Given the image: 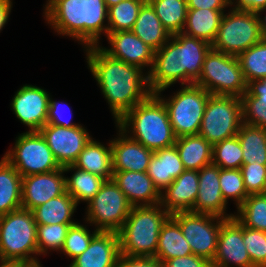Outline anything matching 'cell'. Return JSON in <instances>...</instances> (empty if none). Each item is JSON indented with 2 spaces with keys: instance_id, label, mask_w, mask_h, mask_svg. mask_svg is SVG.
<instances>
[{
  "instance_id": "cell-15",
  "label": "cell",
  "mask_w": 266,
  "mask_h": 267,
  "mask_svg": "<svg viewBox=\"0 0 266 267\" xmlns=\"http://www.w3.org/2000/svg\"><path fill=\"white\" fill-rule=\"evenodd\" d=\"M254 267L243 242V225L235 218L221 222L217 251L211 267Z\"/></svg>"
},
{
  "instance_id": "cell-7",
  "label": "cell",
  "mask_w": 266,
  "mask_h": 267,
  "mask_svg": "<svg viewBox=\"0 0 266 267\" xmlns=\"http://www.w3.org/2000/svg\"><path fill=\"white\" fill-rule=\"evenodd\" d=\"M195 85L217 96L241 98L247 90L238 57L212 48L205 57L201 74Z\"/></svg>"
},
{
  "instance_id": "cell-44",
  "label": "cell",
  "mask_w": 266,
  "mask_h": 267,
  "mask_svg": "<svg viewBox=\"0 0 266 267\" xmlns=\"http://www.w3.org/2000/svg\"><path fill=\"white\" fill-rule=\"evenodd\" d=\"M240 171L248 195L265 193L266 164H243Z\"/></svg>"
},
{
  "instance_id": "cell-45",
  "label": "cell",
  "mask_w": 266,
  "mask_h": 267,
  "mask_svg": "<svg viewBox=\"0 0 266 267\" xmlns=\"http://www.w3.org/2000/svg\"><path fill=\"white\" fill-rule=\"evenodd\" d=\"M51 97L52 96L50 95L49 107H48V117H47V123L48 124H52V125H56V126H62V127H66V128H71V127H76V126L81 125V124L71 122L70 119H72V118H69V119L68 118L66 119L65 117L63 118V113L65 112L63 107H64L65 103H63L61 101H56V100L54 101ZM69 110H70V106H69ZM70 113H71L70 117H72L73 113L71 110H70ZM64 119H66V120H64Z\"/></svg>"
},
{
  "instance_id": "cell-10",
  "label": "cell",
  "mask_w": 266,
  "mask_h": 267,
  "mask_svg": "<svg viewBox=\"0 0 266 267\" xmlns=\"http://www.w3.org/2000/svg\"><path fill=\"white\" fill-rule=\"evenodd\" d=\"M242 123L241 98L211 95L205 106L199 135L213 146L237 136Z\"/></svg>"
},
{
  "instance_id": "cell-3",
  "label": "cell",
  "mask_w": 266,
  "mask_h": 267,
  "mask_svg": "<svg viewBox=\"0 0 266 267\" xmlns=\"http://www.w3.org/2000/svg\"><path fill=\"white\" fill-rule=\"evenodd\" d=\"M43 13L57 34L76 39L83 48L99 45L100 35H107L108 8L104 0H48Z\"/></svg>"
},
{
  "instance_id": "cell-19",
  "label": "cell",
  "mask_w": 266,
  "mask_h": 267,
  "mask_svg": "<svg viewBox=\"0 0 266 267\" xmlns=\"http://www.w3.org/2000/svg\"><path fill=\"white\" fill-rule=\"evenodd\" d=\"M198 195L193 207V212L198 214L213 215L220 218H232L236 214H227V202L224 200L220 182L219 166L213 163L204 166L198 171Z\"/></svg>"
},
{
  "instance_id": "cell-23",
  "label": "cell",
  "mask_w": 266,
  "mask_h": 267,
  "mask_svg": "<svg viewBox=\"0 0 266 267\" xmlns=\"http://www.w3.org/2000/svg\"><path fill=\"white\" fill-rule=\"evenodd\" d=\"M112 179L132 206L160 203L161 193L147 172L118 171L113 172Z\"/></svg>"
},
{
  "instance_id": "cell-46",
  "label": "cell",
  "mask_w": 266,
  "mask_h": 267,
  "mask_svg": "<svg viewBox=\"0 0 266 267\" xmlns=\"http://www.w3.org/2000/svg\"><path fill=\"white\" fill-rule=\"evenodd\" d=\"M163 267H211V262L206 258L194 254L175 257L162 263Z\"/></svg>"
},
{
  "instance_id": "cell-48",
  "label": "cell",
  "mask_w": 266,
  "mask_h": 267,
  "mask_svg": "<svg viewBox=\"0 0 266 267\" xmlns=\"http://www.w3.org/2000/svg\"><path fill=\"white\" fill-rule=\"evenodd\" d=\"M228 7L226 0H187L188 9L225 10Z\"/></svg>"
},
{
  "instance_id": "cell-41",
  "label": "cell",
  "mask_w": 266,
  "mask_h": 267,
  "mask_svg": "<svg viewBox=\"0 0 266 267\" xmlns=\"http://www.w3.org/2000/svg\"><path fill=\"white\" fill-rule=\"evenodd\" d=\"M98 232V230L94 229L91 233L87 225H82L77 222L68 229L64 245L60 252L72 258L73 261L88 248L90 241Z\"/></svg>"
},
{
  "instance_id": "cell-34",
  "label": "cell",
  "mask_w": 266,
  "mask_h": 267,
  "mask_svg": "<svg viewBox=\"0 0 266 267\" xmlns=\"http://www.w3.org/2000/svg\"><path fill=\"white\" fill-rule=\"evenodd\" d=\"M170 35L182 33L187 17V0H147Z\"/></svg>"
},
{
  "instance_id": "cell-18",
  "label": "cell",
  "mask_w": 266,
  "mask_h": 267,
  "mask_svg": "<svg viewBox=\"0 0 266 267\" xmlns=\"http://www.w3.org/2000/svg\"><path fill=\"white\" fill-rule=\"evenodd\" d=\"M106 38L111 47L100 46L105 53L142 70L147 67L149 71L146 73L149 74L153 66L155 51L132 31L107 33Z\"/></svg>"
},
{
  "instance_id": "cell-35",
  "label": "cell",
  "mask_w": 266,
  "mask_h": 267,
  "mask_svg": "<svg viewBox=\"0 0 266 267\" xmlns=\"http://www.w3.org/2000/svg\"><path fill=\"white\" fill-rule=\"evenodd\" d=\"M234 217L245 227L266 232V194H252L237 208Z\"/></svg>"
},
{
  "instance_id": "cell-29",
  "label": "cell",
  "mask_w": 266,
  "mask_h": 267,
  "mask_svg": "<svg viewBox=\"0 0 266 267\" xmlns=\"http://www.w3.org/2000/svg\"><path fill=\"white\" fill-rule=\"evenodd\" d=\"M191 254H193L192 250L184 238L179 224L169 216L161 226L154 258L162 264L166 260Z\"/></svg>"
},
{
  "instance_id": "cell-51",
  "label": "cell",
  "mask_w": 266,
  "mask_h": 267,
  "mask_svg": "<svg viewBox=\"0 0 266 267\" xmlns=\"http://www.w3.org/2000/svg\"><path fill=\"white\" fill-rule=\"evenodd\" d=\"M12 0H0V32L8 22L12 9Z\"/></svg>"
},
{
  "instance_id": "cell-52",
  "label": "cell",
  "mask_w": 266,
  "mask_h": 267,
  "mask_svg": "<svg viewBox=\"0 0 266 267\" xmlns=\"http://www.w3.org/2000/svg\"><path fill=\"white\" fill-rule=\"evenodd\" d=\"M266 10V7L259 9L256 14L258 17V21H259V25L262 31V39L266 40V16H264V18H262V16L260 17L261 13L264 12Z\"/></svg>"
},
{
  "instance_id": "cell-36",
  "label": "cell",
  "mask_w": 266,
  "mask_h": 267,
  "mask_svg": "<svg viewBox=\"0 0 266 267\" xmlns=\"http://www.w3.org/2000/svg\"><path fill=\"white\" fill-rule=\"evenodd\" d=\"M147 0H124L108 8V31H131L139 11Z\"/></svg>"
},
{
  "instance_id": "cell-40",
  "label": "cell",
  "mask_w": 266,
  "mask_h": 267,
  "mask_svg": "<svg viewBox=\"0 0 266 267\" xmlns=\"http://www.w3.org/2000/svg\"><path fill=\"white\" fill-rule=\"evenodd\" d=\"M219 182L224 200L228 203L229 199H234L238 208L248 196L240 169H221L219 167Z\"/></svg>"
},
{
  "instance_id": "cell-14",
  "label": "cell",
  "mask_w": 266,
  "mask_h": 267,
  "mask_svg": "<svg viewBox=\"0 0 266 267\" xmlns=\"http://www.w3.org/2000/svg\"><path fill=\"white\" fill-rule=\"evenodd\" d=\"M39 132L61 167L72 165L92 139L82 125L66 128L46 123Z\"/></svg>"
},
{
  "instance_id": "cell-26",
  "label": "cell",
  "mask_w": 266,
  "mask_h": 267,
  "mask_svg": "<svg viewBox=\"0 0 266 267\" xmlns=\"http://www.w3.org/2000/svg\"><path fill=\"white\" fill-rule=\"evenodd\" d=\"M131 31L154 51L159 50L171 37L148 1L142 5Z\"/></svg>"
},
{
  "instance_id": "cell-50",
  "label": "cell",
  "mask_w": 266,
  "mask_h": 267,
  "mask_svg": "<svg viewBox=\"0 0 266 267\" xmlns=\"http://www.w3.org/2000/svg\"><path fill=\"white\" fill-rule=\"evenodd\" d=\"M251 96L266 97V78L247 83V90Z\"/></svg>"
},
{
  "instance_id": "cell-2",
  "label": "cell",
  "mask_w": 266,
  "mask_h": 267,
  "mask_svg": "<svg viewBox=\"0 0 266 267\" xmlns=\"http://www.w3.org/2000/svg\"><path fill=\"white\" fill-rule=\"evenodd\" d=\"M211 48L208 42L183 33L171 35L170 39L154 52L153 66L148 74L151 92H163L179 81L181 86L195 84Z\"/></svg>"
},
{
  "instance_id": "cell-16",
  "label": "cell",
  "mask_w": 266,
  "mask_h": 267,
  "mask_svg": "<svg viewBox=\"0 0 266 267\" xmlns=\"http://www.w3.org/2000/svg\"><path fill=\"white\" fill-rule=\"evenodd\" d=\"M50 93L34 85L25 84L15 93L11 109L29 131H39L48 117Z\"/></svg>"
},
{
  "instance_id": "cell-33",
  "label": "cell",
  "mask_w": 266,
  "mask_h": 267,
  "mask_svg": "<svg viewBox=\"0 0 266 267\" xmlns=\"http://www.w3.org/2000/svg\"><path fill=\"white\" fill-rule=\"evenodd\" d=\"M243 164H266V129L242 123L237 133Z\"/></svg>"
},
{
  "instance_id": "cell-5",
  "label": "cell",
  "mask_w": 266,
  "mask_h": 267,
  "mask_svg": "<svg viewBox=\"0 0 266 267\" xmlns=\"http://www.w3.org/2000/svg\"><path fill=\"white\" fill-rule=\"evenodd\" d=\"M169 216L160 203L132 206L124 225L117 232L120 254L154 258L161 226Z\"/></svg>"
},
{
  "instance_id": "cell-27",
  "label": "cell",
  "mask_w": 266,
  "mask_h": 267,
  "mask_svg": "<svg viewBox=\"0 0 266 267\" xmlns=\"http://www.w3.org/2000/svg\"><path fill=\"white\" fill-rule=\"evenodd\" d=\"M225 10L188 9L183 34L212 44Z\"/></svg>"
},
{
  "instance_id": "cell-55",
  "label": "cell",
  "mask_w": 266,
  "mask_h": 267,
  "mask_svg": "<svg viewBox=\"0 0 266 267\" xmlns=\"http://www.w3.org/2000/svg\"><path fill=\"white\" fill-rule=\"evenodd\" d=\"M38 262H34V263H26L23 267H42V264Z\"/></svg>"
},
{
  "instance_id": "cell-20",
  "label": "cell",
  "mask_w": 266,
  "mask_h": 267,
  "mask_svg": "<svg viewBox=\"0 0 266 267\" xmlns=\"http://www.w3.org/2000/svg\"><path fill=\"white\" fill-rule=\"evenodd\" d=\"M117 129V138L110 141L113 172H147L154 151L131 139L119 127Z\"/></svg>"
},
{
  "instance_id": "cell-43",
  "label": "cell",
  "mask_w": 266,
  "mask_h": 267,
  "mask_svg": "<svg viewBox=\"0 0 266 267\" xmlns=\"http://www.w3.org/2000/svg\"><path fill=\"white\" fill-rule=\"evenodd\" d=\"M243 123L266 129V97L241 96Z\"/></svg>"
},
{
  "instance_id": "cell-49",
  "label": "cell",
  "mask_w": 266,
  "mask_h": 267,
  "mask_svg": "<svg viewBox=\"0 0 266 267\" xmlns=\"http://www.w3.org/2000/svg\"><path fill=\"white\" fill-rule=\"evenodd\" d=\"M229 6L233 10L257 12L266 7V0H231Z\"/></svg>"
},
{
  "instance_id": "cell-32",
  "label": "cell",
  "mask_w": 266,
  "mask_h": 267,
  "mask_svg": "<svg viewBox=\"0 0 266 267\" xmlns=\"http://www.w3.org/2000/svg\"><path fill=\"white\" fill-rule=\"evenodd\" d=\"M64 172L74 171L71 177H66V191L76 201L88 203L99 191L106 179L85 170L76 168L73 164L63 166Z\"/></svg>"
},
{
  "instance_id": "cell-30",
  "label": "cell",
  "mask_w": 266,
  "mask_h": 267,
  "mask_svg": "<svg viewBox=\"0 0 266 267\" xmlns=\"http://www.w3.org/2000/svg\"><path fill=\"white\" fill-rule=\"evenodd\" d=\"M73 197L65 191L32 210L36 224H76L72 217L77 208Z\"/></svg>"
},
{
  "instance_id": "cell-6",
  "label": "cell",
  "mask_w": 266,
  "mask_h": 267,
  "mask_svg": "<svg viewBox=\"0 0 266 267\" xmlns=\"http://www.w3.org/2000/svg\"><path fill=\"white\" fill-rule=\"evenodd\" d=\"M36 232L37 224L30 210L21 208L0 216L1 259L38 262Z\"/></svg>"
},
{
  "instance_id": "cell-22",
  "label": "cell",
  "mask_w": 266,
  "mask_h": 267,
  "mask_svg": "<svg viewBox=\"0 0 266 267\" xmlns=\"http://www.w3.org/2000/svg\"><path fill=\"white\" fill-rule=\"evenodd\" d=\"M120 255L118 233L99 231L90 241L88 248L69 266L117 267Z\"/></svg>"
},
{
  "instance_id": "cell-1",
  "label": "cell",
  "mask_w": 266,
  "mask_h": 267,
  "mask_svg": "<svg viewBox=\"0 0 266 267\" xmlns=\"http://www.w3.org/2000/svg\"><path fill=\"white\" fill-rule=\"evenodd\" d=\"M88 69L97 81L115 122L151 94L148 74L105 53L100 45L85 47Z\"/></svg>"
},
{
  "instance_id": "cell-25",
  "label": "cell",
  "mask_w": 266,
  "mask_h": 267,
  "mask_svg": "<svg viewBox=\"0 0 266 267\" xmlns=\"http://www.w3.org/2000/svg\"><path fill=\"white\" fill-rule=\"evenodd\" d=\"M107 146L92 138L79 153L73 165L76 168L85 170L106 180L112 179L111 143L109 142Z\"/></svg>"
},
{
  "instance_id": "cell-38",
  "label": "cell",
  "mask_w": 266,
  "mask_h": 267,
  "mask_svg": "<svg viewBox=\"0 0 266 267\" xmlns=\"http://www.w3.org/2000/svg\"><path fill=\"white\" fill-rule=\"evenodd\" d=\"M212 163L221 169H240L243 165V151L238 136L213 145Z\"/></svg>"
},
{
  "instance_id": "cell-39",
  "label": "cell",
  "mask_w": 266,
  "mask_h": 267,
  "mask_svg": "<svg viewBox=\"0 0 266 267\" xmlns=\"http://www.w3.org/2000/svg\"><path fill=\"white\" fill-rule=\"evenodd\" d=\"M74 224H37L38 255H47L48 250L61 251L70 226Z\"/></svg>"
},
{
  "instance_id": "cell-53",
  "label": "cell",
  "mask_w": 266,
  "mask_h": 267,
  "mask_svg": "<svg viewBox=\"0 0 266 267\" xmlns=\"http://www.w3.org/2000/svg\"><path fill=\"white\" fill-rule=\"evenodd\" d=\"M25 264L22 261L0 259V267H23Z\"/></svg>"
},
{
  "instance_id": "cell-42",
  "label": "cell",
  "mask_w": 266,
  "mask_h": 267,
  "mask_svg": "<svg viewBox=\"0 0 266 267\" xmlns=\"http://www.w3.org/2000/svg\"><path fill=\"white\" fill-rule=\"evenodd\" d=\"M243 242L254 267H266V232L243 226Z\"/></svg>"
},
{
  "instance_id": "cell-13",
  "label": "cell",
  "mask_w": 266,
  "mask_h": 267,
  "mask_svg": "<svg viewBox=\"0 0 266 267\" xmlns=\"http://www.w3.org/2000/svg\"><path fill=\"white\" fill-rule=\"evenodd\" d=\"M170 216L179 224L192 253L212 262L224 218L194 212H178Z\"/></svg>"
},
{
  "instance_id": "cell-17",
  "label": "cell",
  "mask_w": 266,
  "mask_h": 267,
  "mask_svg": "<svg viewBox=\"0 0 266 267\" xmlns=\"http://www.w3.org/2000/svg\"><path fill=\"white\" fill-rule=\"evenodd\" d=\"M63 167L55 171L22 177V208L32 211L66 191Z\"/></svg>"
},
{
  "instance_id": "cell-12",
  "label": "cell",
  "mask_w": 266,
  "mask_h": 267,
  "mask_svg": "<svg viewBox=\"0 0 266 267\" xmlns=\"http://www.w3.org/2000/svg\"><path fill=\"white\" fill-rule=\"evenodd\" d=\"M132 205L113 179L106 180L100 191L87 203L88 224L103 232H118L130 214Z\"/></svg>"
},
{
  "instance_id": "cell-54",
  "label": "cell",
  "mask_w": 266,
  "mask_h": 267,
  "mask_svg": "<svg viewBox=\"0 0 266 267\" xmlns=\"http://www.w3.org/2000/svg\"><path fill=\"white\" fill-rule=\"evenodd\" d=\"M121 1H124V0H104L107 8H109V7L113 6V5H116Z\"/></svg>"
},
{
  "instance_id": "cell-28",
  "label": "cell",
  "mask_w": 266,
  "mask_h": 267,
  "mask_svg": "<svg viewBox=\"0 0 266 267\" xmlns=\"http://www.w3.org/2000/svg\"><path fill=\"white\" fill-rule=\"evenodd\" d=\"M174 145L185 170L199 171L212 163L213 146L199 134L177 137Z\"/></svg>"
},
{
  "instance_id": "cell-4",
  "label": "cell",
  "mask_w": 266,
  "mask_h": 267,
  "mask_svg": "<svg viewBox=\"0 0 266 267\" xmlns=\"http://www.w3.org/2000/svg\"><path fill=\"white\" fill-rule=\"evenodd\" d=\"M117 127L152 151L174 146L177 138L167 108L155 93L130 109Z\"/></svg>"
},
{
  "instance_id": "cell-31",
  "label": "cell",
  "mask_w": 266,
  "mask_h": 267,
  "mask_svg": "<svg viewBox=\"0 0 266 267\" xmlns=\"http://www.w3.org/2000/svg\"><path fill=\"white\" fill-rule=\"evenodd\" d=\"M22 176L4 158L0 160V216L22 208Z\"/></svg>"
},
{
  "instance_id": "cell-47",
  "label": "cell",
  "mask_w": 266,
  "mask_h": 267,
  "mask_svg": "<svg viewBox=\"0 0 266 267\" xmlns=\"http://www.w3.org/2000/svg\"><path fill=\"white\" fill-rule=\"evenodd\" d=\"M117 267H163L162 264L152 257H130L120 255Z\"/></svg>"
},
{
  "instance_id": "cell-37",
  "label": "cell",
  "mask_w": 266,
  "mask_h": 267,
  "mask_svg": "<svg viewBox=\"0 0 266 267\" xmlns=\"http://www.w3.org/2000/svg\"><path fill=\"white\" fill-rule=\"evenodd\" d=\"M238 59L246 83L266 78V40L245 50Z\"/></svg>"
},
{
  "instance_id": "cell-11",
  "label": "cell",
  "mask_w": 266,
  "mask_h": 267,
  "mask_svg": "<svg viewBox=\"0 0 266 267\" xmlns=\"http://www.w3.org/2000/svg\"><path fill=\"white\" fill-rule=\"evenodd\" d=\"M15 141L14 147L5 152L3 157L22 177L61 168L39 131L21 133Z\"/></svg>"
},
{
  "instance_id": "cell-21",
  "label": "cell",
  "mask_w": 266,
  "mask_h": 267,
  "mask_svg": "<svg viewBox=\"0 0 266 267\" xmlns=\"http://www.w3.org/2000/svg\"><path fill=\"white\" fill-rule=\"evenodd\" d=\"M199 175L196 170H185L161 192L160 205L170 214L193 212L198 195Z\"/></svg>"
},
{
  "instance_id": "cell-8",
  "label": "cell",
  "mask_w": 266,
  "mask_h": 267,
  "mask_svg": "<svg viewBox=\"0 0 266 267\" xmlns=\"http://www.w3.org/2000/svg\"><path fill=\"white\" fill-rule=\"evenodd\" d=\"M174 93L168 99L162 98L161 92L155 93L167 108L174 134L176 137L199 134L205 106L211 94L195 84L182 85Z\"/></svg>"
},
{
  "instance_id": "cell-9",
  "label": "cell",
  "mask_w": 266,
  "mask_h": 267,
  "mask_svg": "<svg viewBox=\"0 0 266 267\" xmlns=\"http://www.w3.org/2000/svg\"><path fill=\"white\" fill-rule=\"evenodd\" d=\"M262 40L256 12L230 9L224 13L212 49L238 57Z\"/></svg>"
},
{
  "instance_id": "cell-24",
  "label": "cell",
  "mask_w": 266,
  "mask_h": 267,
  "mask_svg": "<svg viewBox=\"0 0 266 267\" xmlns=\"http://www.w3.org/2000/svg\"><path fill=\"white\" fill-rule=\"evenodd\" d=\"M184 171L179 152L174 145L154 151L147 173L161 193Z\"/></svg>"
}]
</instances>
